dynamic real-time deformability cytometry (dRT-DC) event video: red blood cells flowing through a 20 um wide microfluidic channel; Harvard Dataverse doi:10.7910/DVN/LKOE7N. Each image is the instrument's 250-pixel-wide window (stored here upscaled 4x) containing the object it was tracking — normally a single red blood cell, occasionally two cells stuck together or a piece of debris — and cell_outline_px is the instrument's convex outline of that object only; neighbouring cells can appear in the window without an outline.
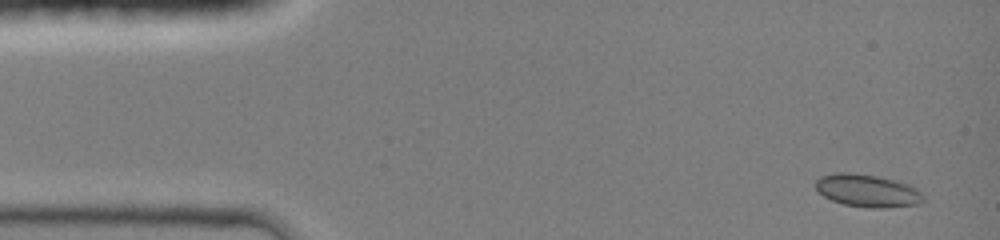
{"species": "common noctule bat (a hibernating species)", "species_latin": "Nyctalus noctula", "temperature_condition": "room temperature", "stored_images_in_passage": 7, "camera_frame_rate_fps": 3000, "um_per_image_px": 0.085, "animal": {"sex": "female", "body_mass_g": 19.0, "forearm_length_mm": 51.5}, "frame": {"image": 1, "passage_image": 1, "time_ms": 0.0, "image_size_px": [1000, 240], "cell_outline_px": [[924, 200], [916, 204], [884, 208], [868, 208], [844, 204], [832, 200], [824, 196], [816, 188], [816, 180], [820, 176], [836, 172], [848, 172], [876, 176], [912, 184], [924, 196]], "centroid_in_image_um": [73.74, 16.2], "position_along_channel_um": 11.3, "area_um2": 20.46}}
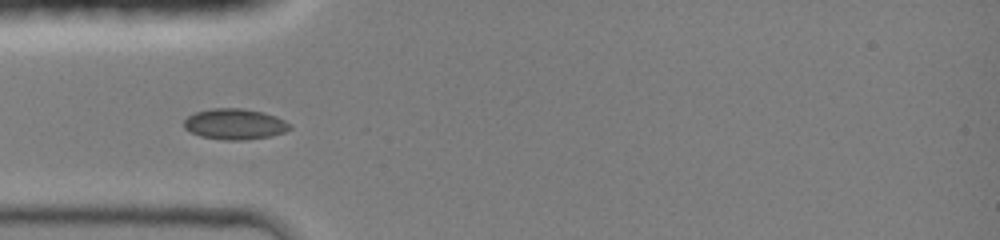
{"frame": {"image": 2, "passage_image": 5, "time_ms": 3.667, "image_size_px": [1000, 240], "cell_outline_px": [[292, 128], [284, 132], [268, 136], [244, 140], [224, 140], [200, 136], [184, 128], [184, 120], [188, 116], [196, 112], [212, 108], [240, 108], [264, 112], [276, 116], [292, 124]], "centroid_in_image_um": [19.97, 10.54], "position_along_channel_um": 65.0, "area_um2": 18.96}}
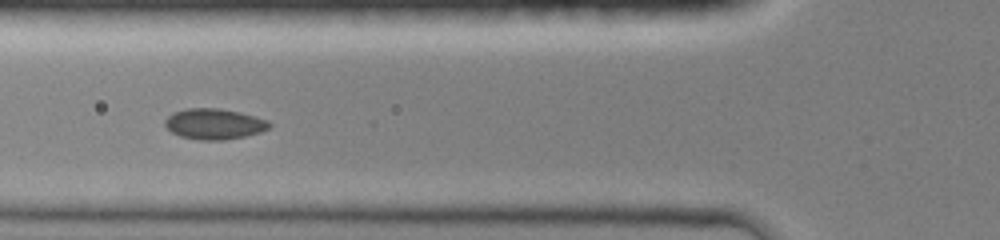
{"frame": {"image": 3, "passage_image": 6, "time_ms": 4.667, "image_size_px": [1000, 240], "cell_outline_px": [[272, 124], [268, 128], [260, 132], [244, 136], [224, 140], [200, 140], [180, 136], [172, 132], [164, 124], [164, 120], [172, 112], [188, 108], [220, 108], [240, 112], [268, 120]], "centroid_in_image_um": [18.2, 10.53], "position_along_channel_um": 107.6, "area_um2": 18.67}}